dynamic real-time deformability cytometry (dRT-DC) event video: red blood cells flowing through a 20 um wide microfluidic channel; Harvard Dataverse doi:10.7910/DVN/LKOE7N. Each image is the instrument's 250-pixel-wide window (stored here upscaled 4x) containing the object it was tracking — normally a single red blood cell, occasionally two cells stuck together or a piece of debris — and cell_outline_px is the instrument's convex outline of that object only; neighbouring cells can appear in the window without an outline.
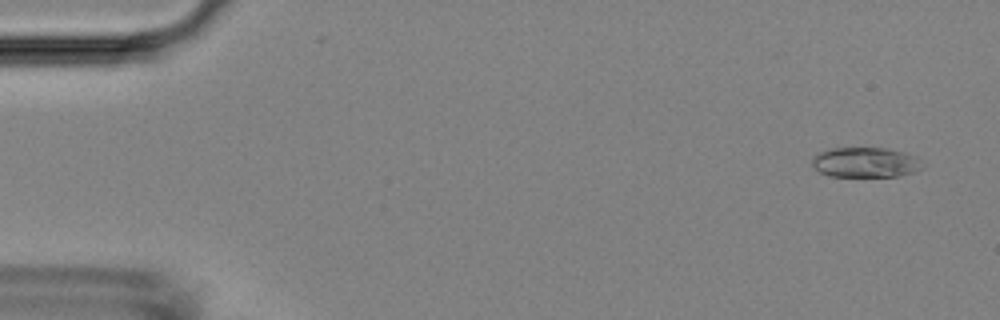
{"species": "Egyptian fruit bat (a non-hibernating species)", "species_latin": "Rousettus aegyptiacus", "temperature_condition": "room temperature", "stored_images_in_passage": 52, "camera_frame_rate_fps": 3000, "um_per_image_px": 0.085, "animal": {"sex": "female"}, "frame": {"image": 1, "passage_image": 3, "time_ms": 0.667, "image_size_px": [1000, 320], "cell_outline_px": [[920, 168], [912, 172], [896, 176], [828, 176], [820, 172], [812, 164], [812, 156], [820, 152], [832, 148], [884, 148], [916, 156]], "centroid_in_image_um": [73.47, 13.8], "position_along_channel_um": 11.5, "area_um2": 18.84}}
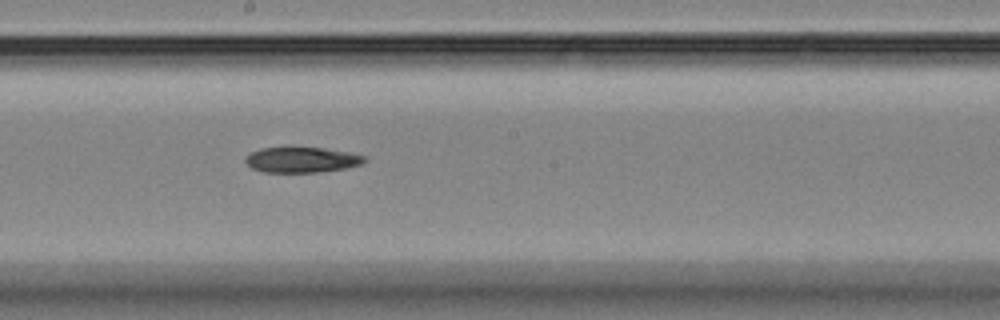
{"frame": {"image": 2, "passage_image": 29, "time_ms": 9.333, "image_size_px": [1000, 320], "cell_outline_px": [[368, 160], [364, 164], [348, 168], [316, 172], [264, 172], [252, 168], [244, 164], [244, 156], [260, 148], [288, 144], [324, 148], [348, 152], [368, 156]], "centroid_in_image_um": [25.63, 13.53], "position_along_channel_um": 222.6, "area_um2": 18.79}}
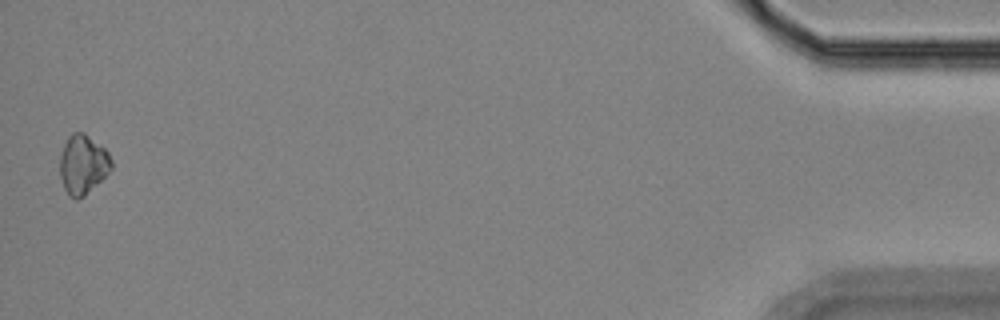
{"frame": {"image": 3, "passage_image": 52, "time_ms": 17.0, "image_size_px": [1000, 320], "cell_outline_px": [[112, 168], [84, 196], [76, 200], [68, 196], [64, 188], [60, 176], [60, 152], [68, 136], [72, 132], [84, 132], [104, 148], [108, 152], [112, 160]], "centroid_in_image_um": [7.02, 13.97], "position_along_channel_um": 428.2, "area_um2": 17.8}, "authors_computed_cell_mechanics": {"area_um2": 18.9873, "velocity_mm_per_s": 3.8105, "shape_relaxation_time_tau1_ms": 3.5854, "shape_relaxation_time_tau2_ms": null, "deformation_change_tau1": 0.0951, "deformation_change_tau2": null}}